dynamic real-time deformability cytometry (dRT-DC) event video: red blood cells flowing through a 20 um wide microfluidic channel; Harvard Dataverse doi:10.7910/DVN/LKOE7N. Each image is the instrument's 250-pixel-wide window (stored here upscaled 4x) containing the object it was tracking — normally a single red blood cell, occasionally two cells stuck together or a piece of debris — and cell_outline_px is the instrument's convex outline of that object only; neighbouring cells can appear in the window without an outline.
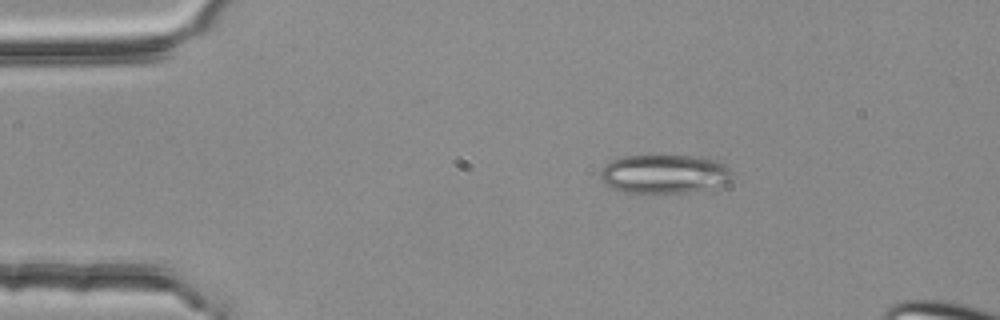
{"species": "common noctule bat (a hibernating species)", "species_latin": "Nyctalus noctula", "temperature_condition": "room temperature", "stored_images_in_passage": 3, "camera_frame_rate_fps": 3000, "um_per_image_px": 0.085, "animal": {"sex": "female", "body_mass_g": 25.1}, "frame": {"image": 1, "passage_image": 2, "time_ms": 0.333, "image_size_px": [1000, 320], "cell_outline_px": [[732, 176], [724, 184], [716, 188], [688, 192], [620, 192], [608, 188], [600, 180], [600, 172], [604, 164], [612, 160], [624, 156], [700, 156], [724, 160]], "centroid_in_image_um": [56.47, 14.78], "position_along_channel_um": 28.5, "area_um2": 30.35}}